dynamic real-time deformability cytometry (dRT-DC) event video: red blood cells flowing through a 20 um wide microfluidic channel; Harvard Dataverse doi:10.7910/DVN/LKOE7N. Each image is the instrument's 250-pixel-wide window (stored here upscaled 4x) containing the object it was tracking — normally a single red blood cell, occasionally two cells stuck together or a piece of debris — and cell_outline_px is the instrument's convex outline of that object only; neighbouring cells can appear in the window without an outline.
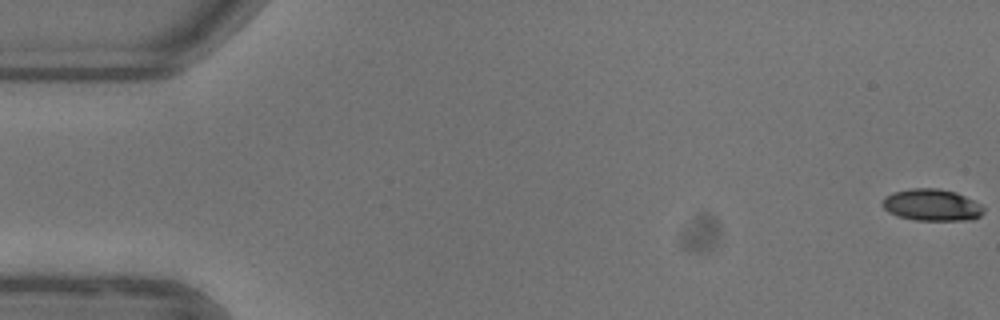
{"species": "common noctule bat (a hibernating species)", "species_latin": "Nyctalus noctula", "temperature_condition": "warm", "stored_images_in_passage": 47, "camera_frame_rate_fps": 3000, "um_per_image_px": 0.085, "animal": {"sex": "female"}, "frame": {"image": 1, "passage_image": 1, "time_ms": 0.0, "image_size_px": [1000, 320], "cell_outline_px": [[984, 212], [980, 216], [972, 220], [916, 220], [896, 216], [888, 212], [880, 204], [884, 196], [892, 192], [912, 188], [940, 188], [956, 192], [980, 204], [984, 208]], "centroid_in_image_um": [79.16, 17.42], "position_along_channel_um": 5.8, "area_um2": 18.96}}
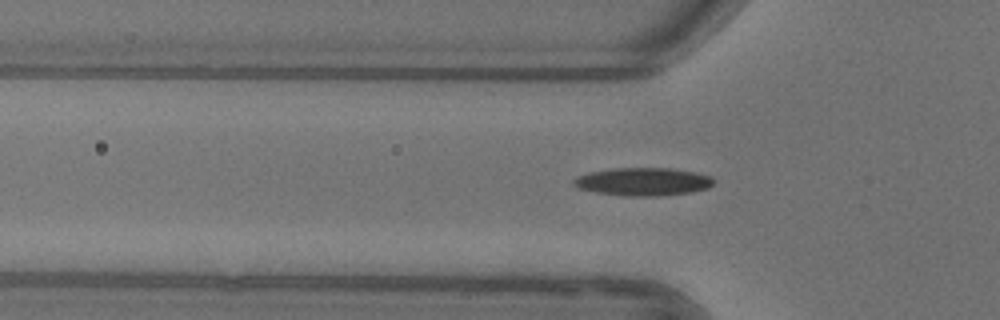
{"frame": {"image": 2, "passage_image": 18, "time_ms": 5.667, "image_size_px": [1000, 320], "cell_outline_px": [[712, 184], [708, 188], [688, 192], [652, 196], [632, 196], [596, 192], [580, 188], [572, 184], [572, 180], [576, 176], [588, 172], [612, 168], [672, 168], [712, 176]], "centroid_in_image_um": [54.6, 15.42], "position_along_channel_um": 71.2, "area_um2": 22.54}}
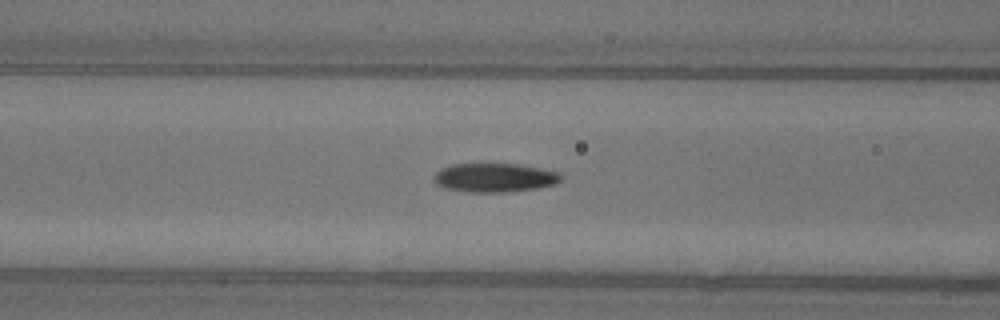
{"frame": {"image": 3, "passage_image": 22, "time_ms": 7.0, "image_size_px": [1000, 320], "cell_outline_px": [[560, 180], [556, 184], [536, 188], [504, 192], [472, 192], [444, 188], [436, 184], [432, 180], [432, 176], [440, 168], [452, 164], [520, 164], [544, 168], [560, 172]], "centroid_in_image_um": [42.01, 15.09], "position_along_channel_um": 124.6, "area_um2": 21.56}, "authors_computed_cell_mechanics": {"area_um2": 20.8658, "velocity_mm_per_s": 3.9243, "shape_relaxation_time_tau1_ms": 3.8064, "shape_relaxation_time_tau2_ms": 3.4872, "deformation_change_tau1": 0.1613, "deformation_change_tau2": 0.0988}}